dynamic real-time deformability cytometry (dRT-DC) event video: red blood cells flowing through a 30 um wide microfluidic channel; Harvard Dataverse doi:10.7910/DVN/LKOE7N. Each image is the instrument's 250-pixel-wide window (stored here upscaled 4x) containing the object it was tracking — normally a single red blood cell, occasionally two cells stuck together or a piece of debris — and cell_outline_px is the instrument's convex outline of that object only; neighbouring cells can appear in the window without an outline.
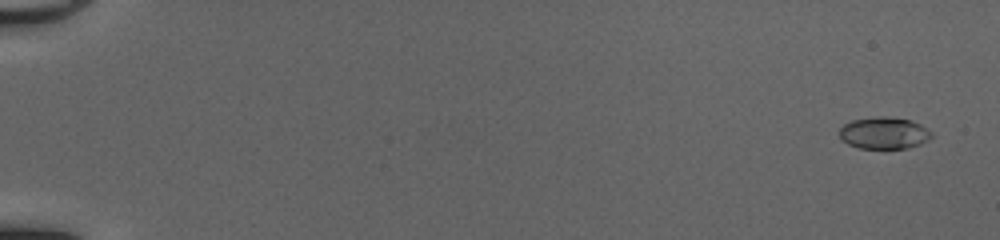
{"species": "common noctule bat (a hibernating species)", "species_latin": "Nyctalus noctula", "temperature_condition": "cold", "stored_images_in_passage": 53, "camera_frame_rate_fps": 3000, "um_per_image_px": 0.085, "animal": {"sex": "female", "body_mass_g": 20.0, "forearm_length_mm": 54.0}, "frame": {"image": 1, "passage_image": 3, "time_ms": 0.667, "image_size_px": [1000, 240], "cell_outline_px": [[932, 136], [928, 140], [920, 144], [908, 148], [860, 148], [848, 144], [840, 140], [840, 128], [844, 124], [852, 120], [880, 116], [884, 116], [908, 120], [920, 124], [932, 132]], "centroid_in_image_um": [75.13, 11.31], "position_along_channel_um": 9.9, "area_um2": 16.99}}
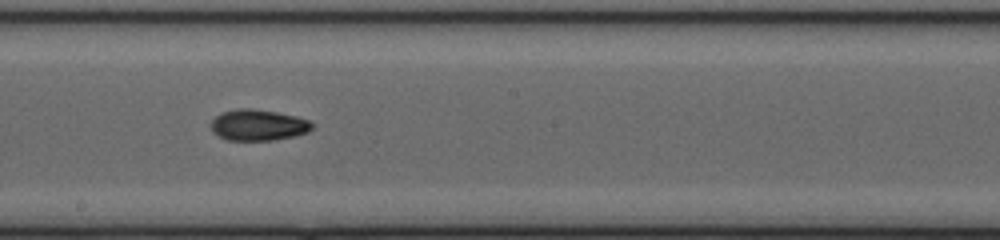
{"frame": {"image": 2, "passage_image": 32, "time_ms": 10.333, "image_size_px": [1000, 240], "cell_outline_px": [[316, 124], [308, 132], [292, 136], [272, 140], [228, 140], [212, 132], [208, 124], [220, 112], [236, 108], [252, 108], [276, 112], [296, 116], [308, 120]], "centroid_in_image_um": [21.91, 10.61], "position_along_channel_um": 226.3, "area_um2": 18.5}}
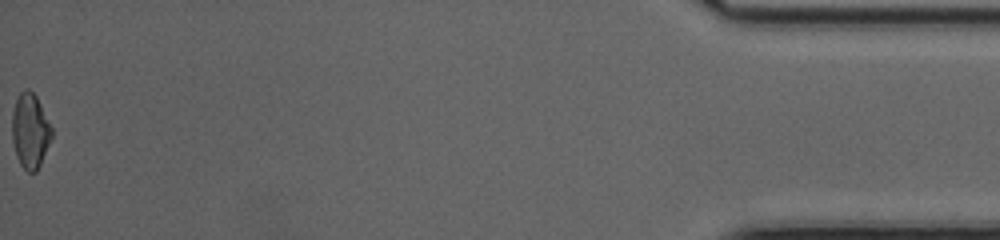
{"frame": {"image": 3, "passage_image": 53, "time_ms": 17.333, "image_size_px": [1000, 240], "cell_outline_px": [[52, 136], [40, 164], [36, 172], [28, 172], [20, 164], [16, 156], [12, 140], [12, 112], [16, 100], [20, 92], [24, 88], [28, 88], [36, 96], [52, 128]], "centroid_in_image_um": [2.55, 11.11], "position_along_channel_um": 432.7, "area_um2": 17.17}, "authors_computed_cell_mechanics": {"area_um2": 17.4556, "velocity_mm_per_s": 4.1849, "shape_relaxation_time_tau1_ms": null, "shape_relaxation_time_tau2_ms": 3.2602, "deformation_change_tau1": null, "deformation_change_tau2": 0.086}}